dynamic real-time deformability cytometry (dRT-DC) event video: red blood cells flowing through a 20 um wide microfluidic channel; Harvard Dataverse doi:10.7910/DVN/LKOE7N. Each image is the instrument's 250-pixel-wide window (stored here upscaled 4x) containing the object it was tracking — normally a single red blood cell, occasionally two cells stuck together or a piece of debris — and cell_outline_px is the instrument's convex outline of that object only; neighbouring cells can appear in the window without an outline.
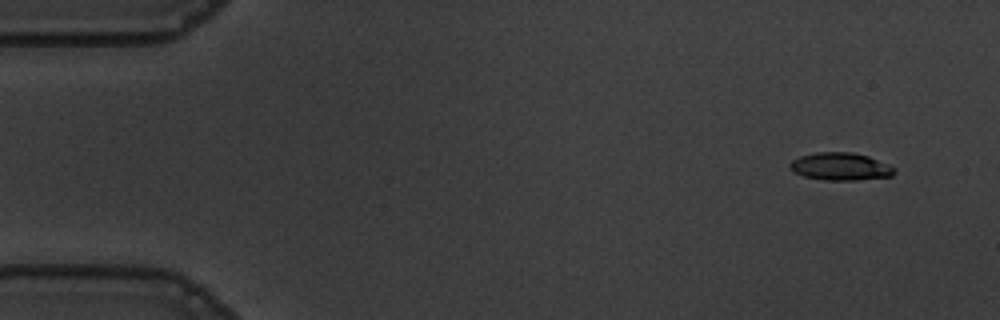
{"species": "common noctule bat (a hibernating species)", "species_latin": "Nyctalus noctula", "temperature_condition": "warm", "stored_images_in_passage": 52, "camera_frame_rate_fps": 3000, "um_per_image_px": 0.085, "animal": {"sex": "male", "body_mass_g": 19.5, "forearm_length_mm": 54.6}, "frame": {"image": 1, "passage_image": 1, "time_ms": 0.0, "image_size_px": [1000, 320], "cell_outline_px": [[896, 172], [892, 176], [856, 180], [824, 180], [804, 176], [792, 172], [788, 164], [792, 160], [800, 156], [816, 152], [852, 152], [868, 156], [888, 164], [896, 168]], "centroid_in_image_um": [71.43, 14.15], "position_along_channel_um": 13.6, "area_um2": 16.94}}
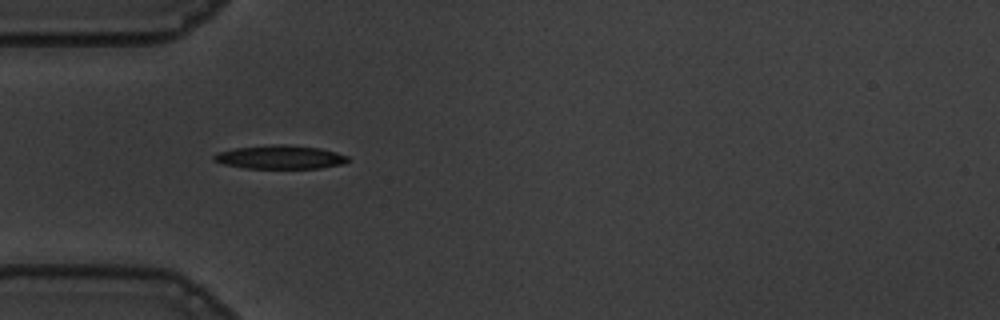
{"frame": {"image": 2, "passage_image": 14, "time_ms": 4.333, "image_size_px": [1000, 320], "cell_outline_px": [[352, 160], [344, 164], [320, 168], [244, 168], [224, 164], [212, 160], [212, 156], [216, 152], [236, 148], [272, 144], [284, 144], [320, 148], [336, 152], [348, 156]], "centroid_in_image_um": [23.82, 13.35], "position_along_channel_um": 61.2, "area_um2": 18.61}}
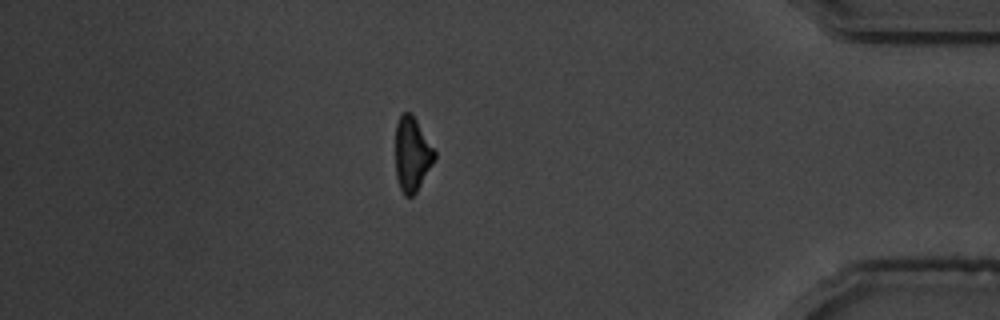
{"frame": {"image": 3, "passage_image": 45, "time_ms": 14.667, "image_size_px": [1000, 320], "cell_outline_px": [[436, 156], [432, 164], [416, 192], [412, 196], [404, 196], [400, 188], [396, 176], [396, 124], [400, 116], [404, 112], [412, 112], [436, 152]], "centroid_in_image_um": [35.02, 13.09], "position_along_channel_um": 400.2, "area_um2": 16.82}, "authors_computed_cell_mechanics": {"area_um2": 18.0625, "velocity_mm_per_s": 3.6737, "shape_relaxation_time_tau1_ms": 6.7213, "shape_relaxation_time_tau2_ms": 5.2972, "deformation_change_tau1": 0.1975, "deformation_change_tau2": 0.1506}}